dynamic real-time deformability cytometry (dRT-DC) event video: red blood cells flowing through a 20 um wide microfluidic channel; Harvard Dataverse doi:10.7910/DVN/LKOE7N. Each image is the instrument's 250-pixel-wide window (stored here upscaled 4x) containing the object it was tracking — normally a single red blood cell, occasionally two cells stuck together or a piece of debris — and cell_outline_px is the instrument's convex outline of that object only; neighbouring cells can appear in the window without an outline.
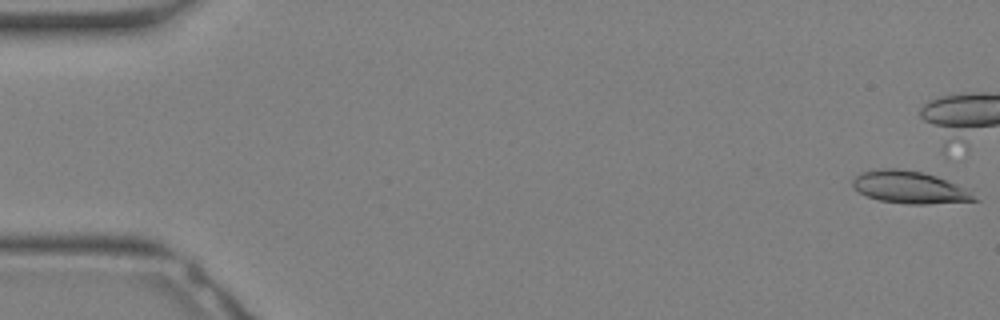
{"species": "Egyptian fruit bat (a non-hibernating species)", "species_latin": "Rousettus aegyptiacus", "temperature_condition": "warm", "stored_images_in_passage": 15, "camera_frame_rate_fps": 3000, "um_per_image_px": 0.085, "animal": {"sex": "female"}, "frame": {"image": 1, "passage_image": 1, "time_ms": 0.0, "image_size_px": [1000, 320], "cell_outline_px": [[980, 200], [928, 204], [908, 204], [880, 200], [868, 196], [860, 192], [852, 184], [852, 180], [860, 172], [876, 168], [900, 168], [924, 172], [936, 176], [956, 184]], "centroid_in_image_um": [77.26, 15.9], "position_along_channel_um": 7.7, "area_um2": 22.66}}